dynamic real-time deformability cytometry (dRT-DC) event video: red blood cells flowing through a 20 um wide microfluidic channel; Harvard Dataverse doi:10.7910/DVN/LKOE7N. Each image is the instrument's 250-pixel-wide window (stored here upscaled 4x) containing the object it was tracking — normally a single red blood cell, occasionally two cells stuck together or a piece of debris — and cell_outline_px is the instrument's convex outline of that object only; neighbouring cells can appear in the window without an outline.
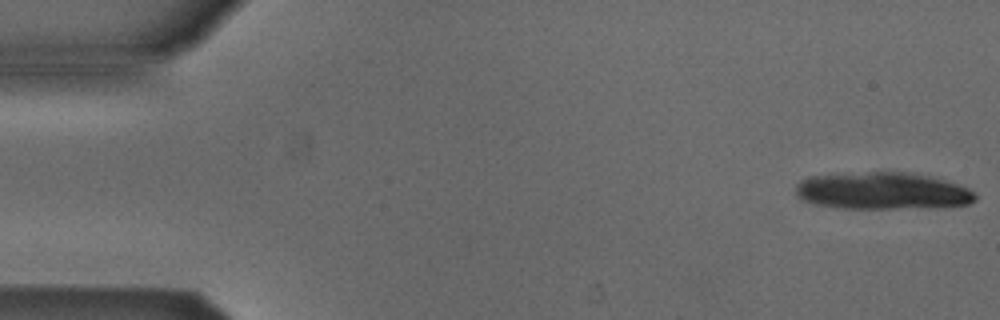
{"species": "Egyptian fruit bat (a non-hibernating species)", "species_latin": "Rousettus aegyptiacus", "temperature_condition": "cold", "stored_images_in_passage": 4, "camera_frame_rate_fps": 3000, "um_per_image_px": 0.085, "animal": {"sex": "male"}, "frame": {"image": 1, "passage_image": 1, "time_ms": 0.0, "image_size_px": [1000, 320], "cell_outline_px": [[976, 200], [968, 204], [944, 208], [840, 208], [816, 204], [796, 196], [796, 184], [800, 180], [808, 176], [868, 172], [912, 172], [932, 176], [968, 188], [976, 192]], "centroid_in_image_um": [75.07, 16.23], "position_along_channel_um": 9.9, "area_um2": 39.19}}